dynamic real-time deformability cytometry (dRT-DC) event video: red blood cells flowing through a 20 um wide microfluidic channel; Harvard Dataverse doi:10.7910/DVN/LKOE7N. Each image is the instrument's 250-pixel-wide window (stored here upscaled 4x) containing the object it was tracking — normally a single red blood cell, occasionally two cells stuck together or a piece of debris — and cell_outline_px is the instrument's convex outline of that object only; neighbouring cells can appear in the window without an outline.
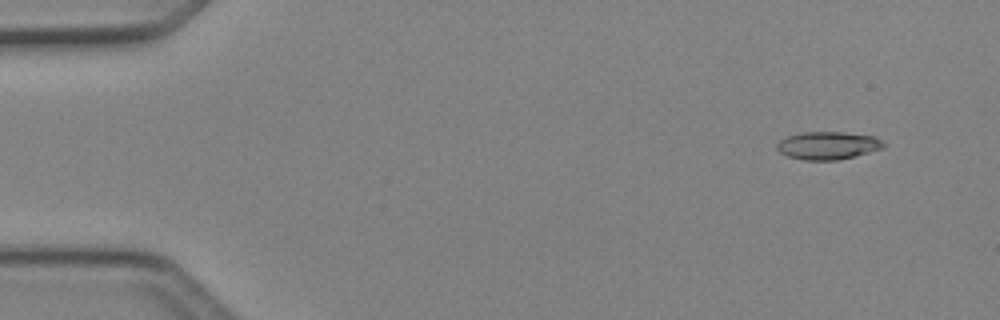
{"species": "Egyptian fruit bat (a non-hibernating species)", "species_latin": "Rousettus aegyptiacus", "temperature_condition": "cold", "stored_images_in_passage": 48, "camera_frame_rate_fps": 3000, "um_per_image_px": 0.085, "animal": {"sex": "female"}, "frame": {"image": 1, "passage_image": 4, "time_ms": 1.0, "image_size_px": [1000, 320], "cell_outline_px": [[884, 148], [836, 160], [804, 160], [788, 156], [780, 152], [776, 148], [776, 144], [780, 140], [788, 136], [804, 132], [844, 132], [876, 136], [884, 144]], "centroid_in_image_um": [70.35, 12.36], "position_along_channel_um": 14.6, "area_um2": 17.11}}
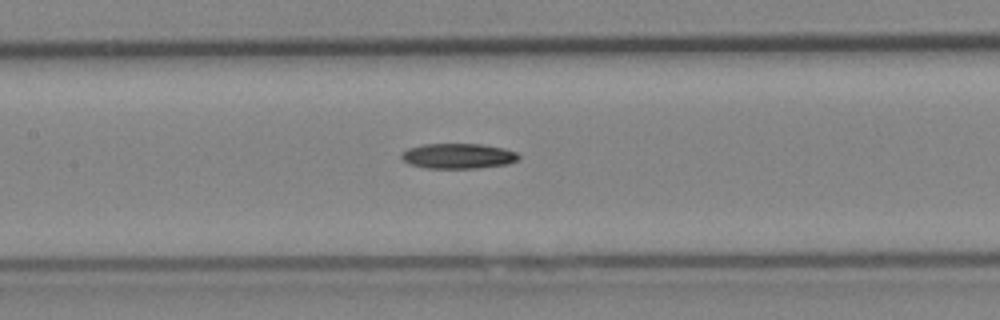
{"frame": {"image": 2, "passage_image": 23, "time_ms": 7.333, "image_size_px": [1000, 320], "cell_outline_px": [[520, 160], [508, 164], [480, 168], [424, 168], [408, 164], [400, 156], [408, 148], [424, 144], [480, 144], [504, 148], [516, 152], [520, 156]], "centroid_in_image_um": [38.97, 13.27], "position_along_channel_um": 168.4, "area_um2": 17.34}}
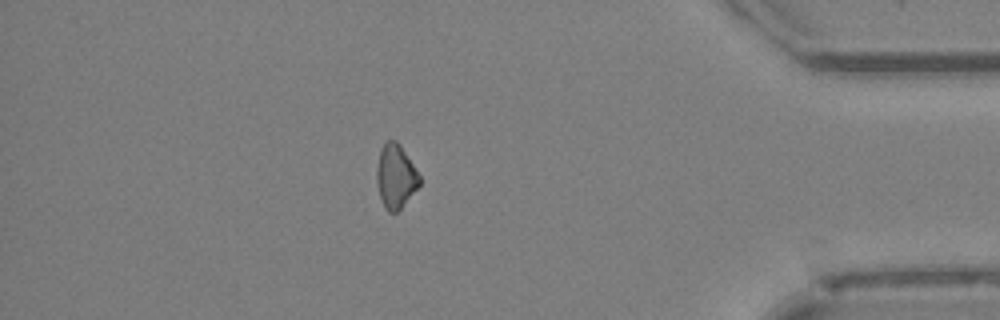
{"frame": {"image": 3, "passage_image": 42, "time_ms": 13.667, "image_size_px": [1000, 320], "cell_outline_px": [[420, 184], [400, 208], [396, 212], [388, 212], [384, 208], [376, 184], [376, 168], [380, 148], [388, 140], [396, 140], [400, 144], [420, 176]], "centroid_in_image_um": [33.6, 14.97], "position_along_channel_um": 401.6, "area_um2": 15.84}}